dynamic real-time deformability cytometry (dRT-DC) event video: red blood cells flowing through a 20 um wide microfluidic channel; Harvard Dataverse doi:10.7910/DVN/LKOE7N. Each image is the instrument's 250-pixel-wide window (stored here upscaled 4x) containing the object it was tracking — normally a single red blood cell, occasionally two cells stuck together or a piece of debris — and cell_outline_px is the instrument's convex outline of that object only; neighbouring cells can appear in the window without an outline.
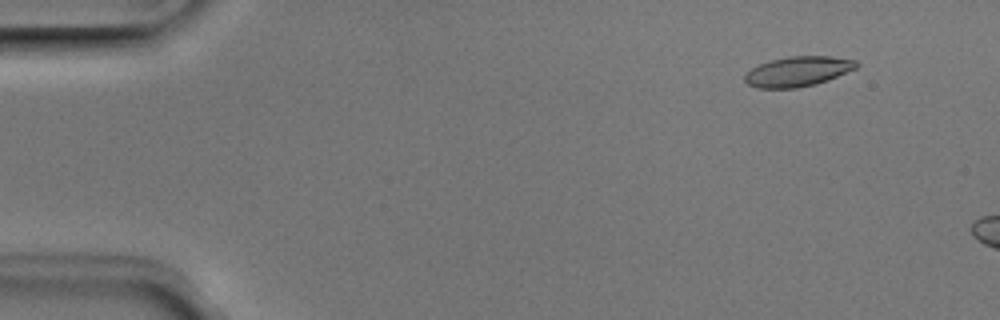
{"species": "Egyptian fruit bat (a non-hibernating species)", "species_latin": "Rousettus aegyptiacus", "temperature_condition": "room temperature", "stored_images_in_passage": 15, "camera_frame_rate_fps": 3000, "um_per_image_px": 0.085, "animal": {"sex": "male"}, "frame": {"image": 1, "passage_image": 5, "time_ms": 1.333, "image_size_px": [1000, 320], "cell_outline_px": [[860, 64], [856, 68], [828, 80], [816, 84], [796, 88], [756, 88], [748, 84], [744, 80], [744, 76], [752, 68], [760, 64], [772, 60], [788, 56], [832, 56], [856, 60]], "centroid_in_image_um": [67.84, 6.07], "position_along_channel_um": 17.2, "area_um2": 19.48}}